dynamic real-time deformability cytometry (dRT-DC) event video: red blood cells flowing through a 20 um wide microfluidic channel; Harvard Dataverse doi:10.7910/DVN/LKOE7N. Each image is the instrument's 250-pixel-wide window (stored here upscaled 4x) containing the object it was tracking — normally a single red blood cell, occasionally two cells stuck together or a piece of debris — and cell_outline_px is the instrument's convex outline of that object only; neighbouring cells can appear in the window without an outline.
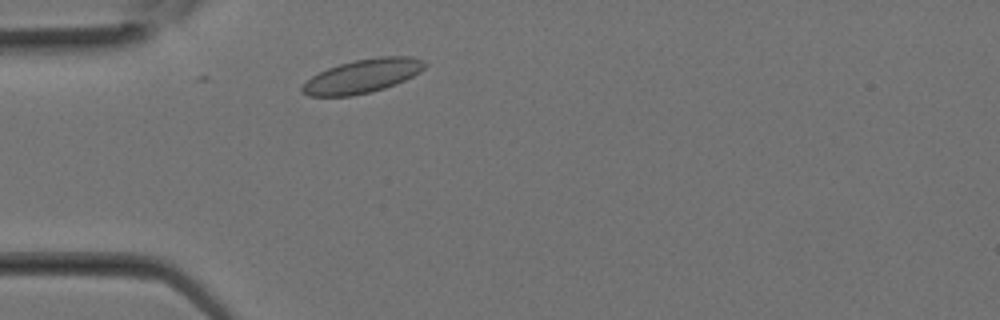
{"species": "Egyptian fruit bat (a non-hibernating species)", "species_latin": "Rousettus aegyptiacus", "temperature_condition": "room temperature", "stored_images_in_passage": 11, "camera_frame_rate_fps": 3000, "um_per_image_px": 0.085, "animal": {"sex": "female"}, "frame": {"image": 1, "passage_image": 2, "time_ms": 0.333, "image_size_px": [1000, 320], "cell_outline_px": [[428, 64], [420, 72], [396, 84], [372, 92], [352, 96], [308, 96], [300, 92], [300, 88], [312, 76], [328, 68], [352, 60], [380, 56], [412, 56], [424, 60]], "centroid_in_image_um": [30.83, 6.46], "position_along_channel_um": 54.2, "area_um2": 24.22}}
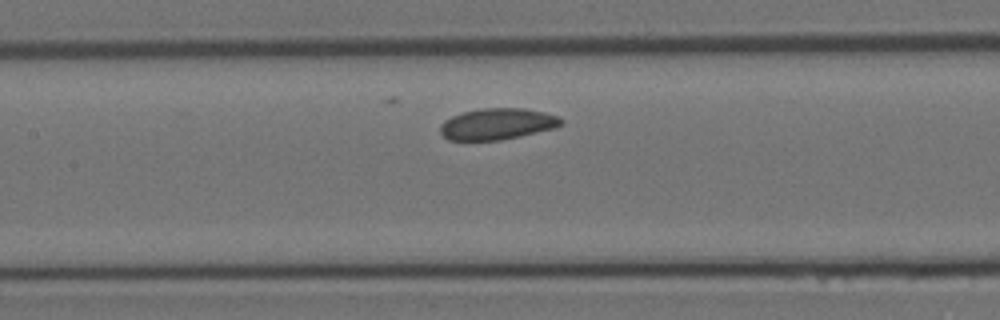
{"frame": {"image": 2, "passage_image": 7, "time_ms": 2.0, "image_size_px": [1000, 320], "cell_outline_px": [[564, 124], [556, 128], [520, 136], [500, 140], [448, 140], [440, 132], [440, 124], [444, 120], [452, 116], [464, 112], [480, 108], [524, 108], [544, 112], [560, 116], [564, 120]], "centroid_in_image_um": [42.31, 10.53], "position_along_channel_um": 165.1, "area_um2": 22.25}}
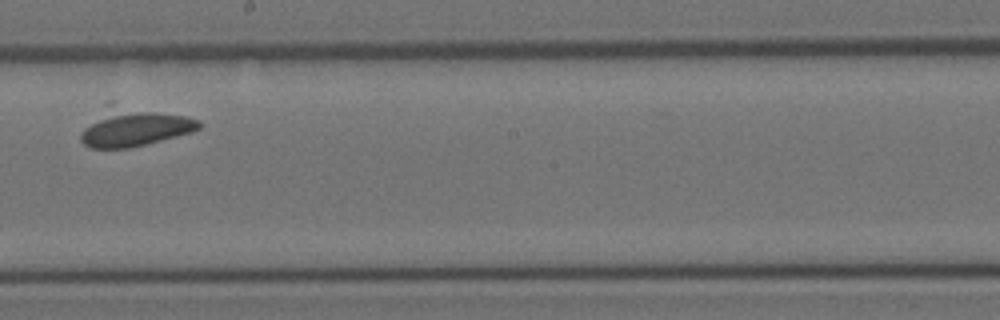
{"frame": {"image": 3, "passage_image": 10, "time_ms": 3.0, "image_size_px": [1000, 320], "cell_outline_px": [[204, 124], [200, 128], [192, 132], [132, 148], [88, 148], [80, 140], [80, 136], [84, 128], [108, 100], [112, 100], [188, 116], [200, 120]], "centroid_in_image_um": [11.4, 10.73], "position_along_channel_um": 236.8, "area_um2": 27.69}}